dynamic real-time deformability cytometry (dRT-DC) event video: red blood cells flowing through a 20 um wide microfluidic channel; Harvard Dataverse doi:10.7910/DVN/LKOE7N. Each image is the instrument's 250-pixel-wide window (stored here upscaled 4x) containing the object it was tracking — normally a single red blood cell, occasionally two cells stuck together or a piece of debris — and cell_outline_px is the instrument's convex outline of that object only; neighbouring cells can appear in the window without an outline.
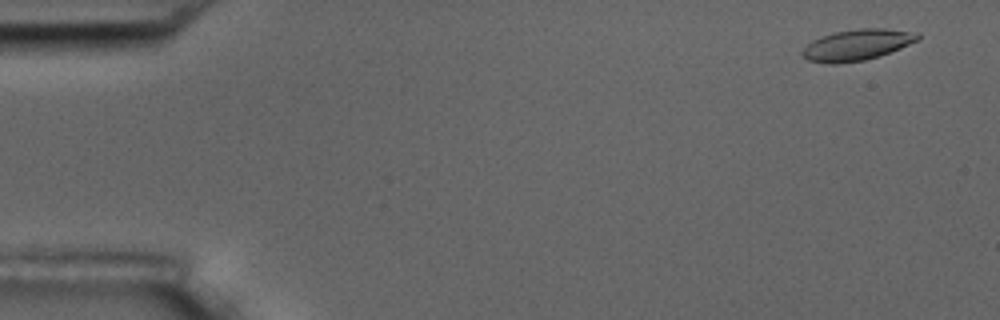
{"species": "common noctule bat (a hibernating species)", "species_latin": "Nyctalus noctula", "temperature_condition": "room temperature", "stored_images_in_passage": 12, "camera_frame_rate_fps": 3000, "um_per_image_px": 0.085, "animal": {"sex": "male", "body_mass_g": 17.5, "forearm_length_mm": 52.3}, "frame": {"image": 1, "passage_image": 3, "time_ms": 0.667, "image_size_px": [1000, 320], "cell_outline_px": [[920, 40], [880, 56], [864, 60], [836, 64], [828, 64], [808, 60], [800, 56], [800, 52], [812, 40], [836, 32], [860, 28], [884, 28], [920, 32]], "centroid_in_image_um": [72.87, 3.82], "position_along_channel_um": 12.1, "area_um2": 21.04}}